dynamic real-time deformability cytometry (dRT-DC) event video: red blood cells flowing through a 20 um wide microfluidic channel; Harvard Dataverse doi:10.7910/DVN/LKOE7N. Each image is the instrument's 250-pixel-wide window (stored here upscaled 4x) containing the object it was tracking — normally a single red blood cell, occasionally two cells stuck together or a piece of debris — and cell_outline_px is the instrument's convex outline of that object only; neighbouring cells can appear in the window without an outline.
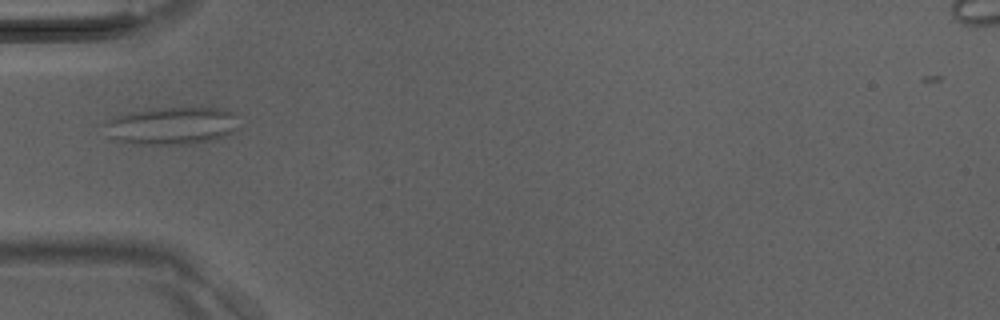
{"species": "Egyptian fruit bat (a non-hibernating species)", "species_latin": "Rousettus aegyptiacus", "temperature_condition": "room temperature", "stored_images_in_passage": 30, "camera_frame_rate_fps": 3000, "um_per_image_px": 0.085, "animal": {"sex": "male"}, "frame": {"image": 1, "passage_image": 3, "time_ms": 0.667, "image_size_px": [1000, 320], "cell_outline_px": [[236, 128], [232, 132], [224, 136], [212, 140], [192, 144], [136, 144], [120, 140], [108, 136], [100, 124], [116, 116], [128, 112], [160, 108], [220, 108], [232, 112]], "centroid_in_image_um": [14.52, 10.69], "position_along_channel_um": 70.5, "area_um2": 29.13}}
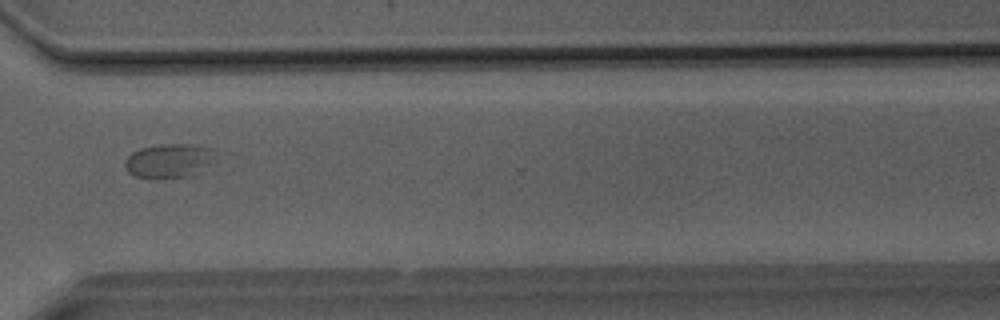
{"frame": {"image": 2, "passage_image": 20, "time_ms": 6.333, "image_size_px": [1000, 320], "cell_outline_px": [[216, 148], [208, 164], [196, 176], [164, 180], [156, 180], [136, 176], [128, 172], [124, 168], [124, 160], [132, 152], [140, 148], [156, 144], [192, 144]], "centroid_in_image_um": [14.33, 13.69], "position_along_channel_um": 356.3, "area_um2": 18.67}}
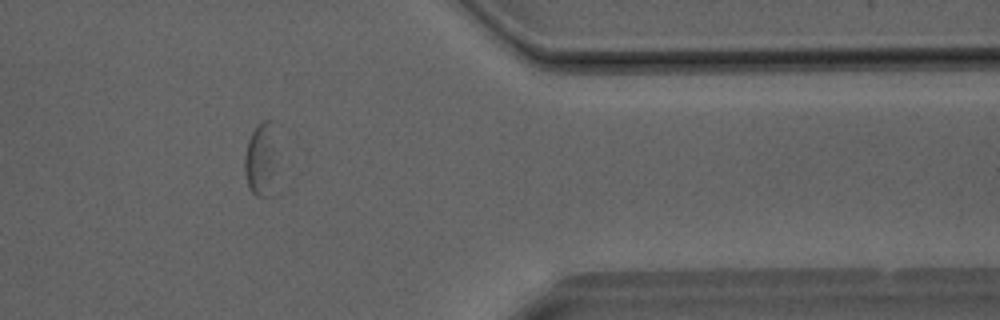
{"frame": {"image": 3, "passage_image": 23, "time_ms": 7.333, "image_size_px": [1000, 320], "cell_outline_px": [[276, 120], [272, 196], [256, 196], [248, 188], [244, 168], [244, 156], [248, 140], [252, 132], [264, 120]], "centroid_in_image_um": [22.17, 13.51], "position_along_channel_um": 389.2, "area_um2": 13.93}}